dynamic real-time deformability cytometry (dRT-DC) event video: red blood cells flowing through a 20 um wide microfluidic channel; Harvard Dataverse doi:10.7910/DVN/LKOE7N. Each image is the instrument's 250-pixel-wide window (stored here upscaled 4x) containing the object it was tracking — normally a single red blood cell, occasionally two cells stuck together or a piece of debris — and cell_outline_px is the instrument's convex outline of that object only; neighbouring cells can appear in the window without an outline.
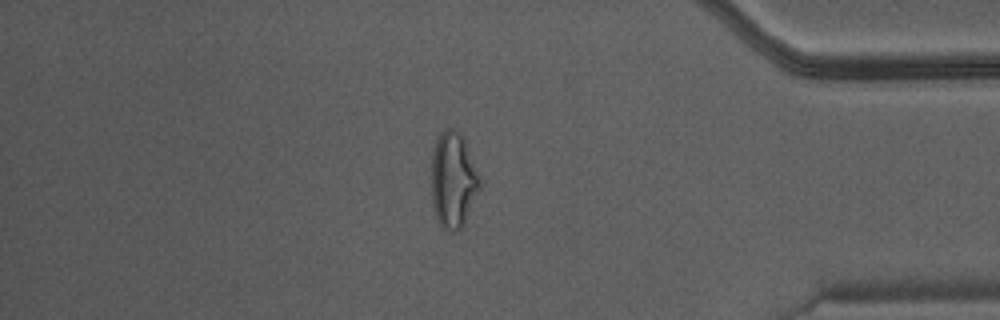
{"species": "Egyptian fruit bat (a non-hibernating species)", "species_latin": "Rousettus aegyptiacus", "temperature_condition": "warm", "stored_images_in_passage": 45, "camera_frame_rate_fps": 3000, "um_per_image_px": 0.085, "animal": {"sex": "male"}, "frame": {"image": 1, "passage_image": 39, "time_ms": 12.667, "image_size_px": [1000, 320], "cell_outline_px": [[484, 184], [464, 224], [456, 232], [448, 232], [436, 220], [432, 200], [432, 152], [436, 140], [440, 132], [444, 128], [452, 128], [460, 132], [464, 140]], "centroid_in_image_um": [38.55, 15.32], "position_along_channel_um": 396.6, "area_um2": 27.57}}